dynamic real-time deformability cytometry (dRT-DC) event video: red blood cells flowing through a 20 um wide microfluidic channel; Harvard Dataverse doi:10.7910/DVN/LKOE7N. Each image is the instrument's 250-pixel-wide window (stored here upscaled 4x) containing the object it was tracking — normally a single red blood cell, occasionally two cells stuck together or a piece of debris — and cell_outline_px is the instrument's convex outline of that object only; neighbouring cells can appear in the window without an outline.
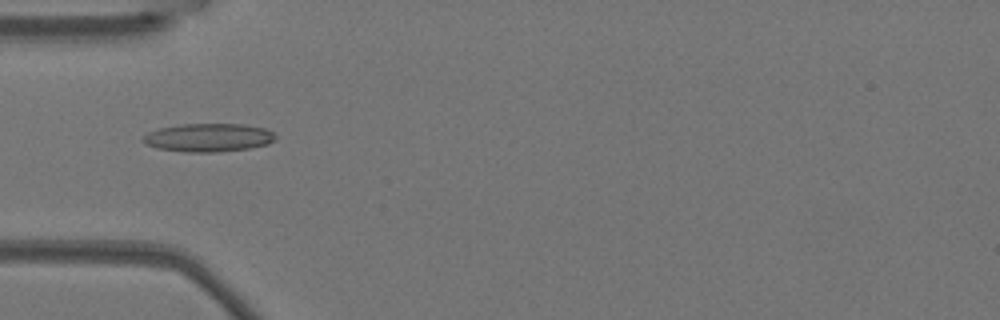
{"species": "Egyptian fruit bat (a non-hibernating species)", "species_latin": "Rousettus aegyptiacus", "temperature_condition": "warm", "stored_images_in_passage": 53, "camera_frame_rate_fps": 3000, "um_per_image_px": 0.085, "animal": {"sex": "female"}, "frame": {"image": 1, "passage_image": 17, "time_ms": 5.333, "image_size_px": [1000, 320], "cell_outline_px": [[276, 140], [268, 144], [248, 148], [220, 152], [184, 152], [156, 148], [144, 144], [140, 140], [148, 132], [160, 128], [180, 124], [244, 124], [264, 128], [272, 132], [276, 136]], "centroid_in_image_um": [17.69, 11.7], "position_along_channel_um": 67.3, "area_um2": 22.02}}
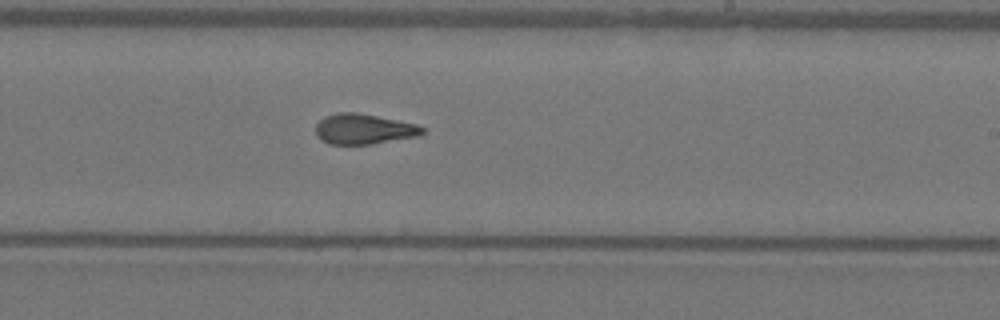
{"frame": {"image": 2, "passage_image": 32, "time_ms": 10.333, "image_size_px": [1000, 320], "cell_outline_px": [[424, 132], [420, 136], [372, 144], [328, 144], [320, 140], [316, 136], [316, 124], [324, 116], [340, 112], [356, 112], [416, 124], [424, 128]], "centroid_in_image_um": [30.9, 10.98], "position_along_channel_um": 258.1, "area_um2": 18.9}}
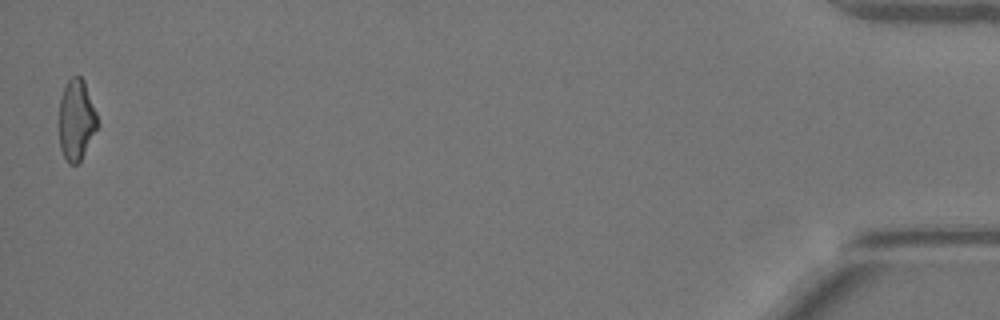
{"frame": {"image": 3, "passage_image": 53, "time_ms": 17.333, "image_size_px": [1000, 320], "cell_outline_px": [[100, 124], [80, 160], [76, 164], [68, 164], [60, 148], [60, 100], [64, 88], [68, 80], [72, 76], [80, 76], [84, 80], [96, 112]], "centroid_in_image_um": [6.51, 10.19], "position_along_channel_um": 428.7, "area_um2": 17.92}, "authors_computed_cell_mechanics": {"area_um2": 19.3052, "velocity_mm_per_s": 3.8043, "shape_relaxation_time_tau1_ms": null, "shape_relaxation_time_tau2_ms": 1.9511, "deformation_change_tau1": null, "deformation_change_tau2": 0.0937}}